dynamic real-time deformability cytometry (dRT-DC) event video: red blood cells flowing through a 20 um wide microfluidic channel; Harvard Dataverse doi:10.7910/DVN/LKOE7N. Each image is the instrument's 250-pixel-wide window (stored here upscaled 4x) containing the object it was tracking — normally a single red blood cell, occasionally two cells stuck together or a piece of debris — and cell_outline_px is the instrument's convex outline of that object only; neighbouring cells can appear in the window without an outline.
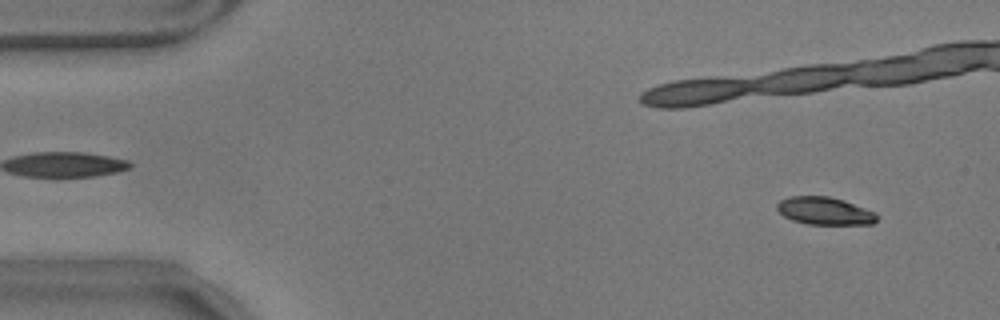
{"species": "common noctule bat (a hibernating species)", "species_latin": "Nyctalus noctula", "temperature_condition": "warm", "stored_images_in_passage": 23, "camera_frame_rate_fps": 3000, "um_per_image_px": 0.085, "animal": {"sex": "male", "body_mass_g": 17.9}, "frame": {"image": 1, "passage_image": 4, "time_ms": 1.0, "image_size_px": [1000, 320], "cell_outline_px": [[876, 220], [872, 224], [808, 224], [792, 220], [784, 216], [776, 208], [776, 204], [780, 200], [788, 196], [828, 196], [844, 200], [876, 212]], "centroid_in_image_um": [70.07, 17.92], "position_along_channel_um": 14.9, "area_um2": 16.07}}